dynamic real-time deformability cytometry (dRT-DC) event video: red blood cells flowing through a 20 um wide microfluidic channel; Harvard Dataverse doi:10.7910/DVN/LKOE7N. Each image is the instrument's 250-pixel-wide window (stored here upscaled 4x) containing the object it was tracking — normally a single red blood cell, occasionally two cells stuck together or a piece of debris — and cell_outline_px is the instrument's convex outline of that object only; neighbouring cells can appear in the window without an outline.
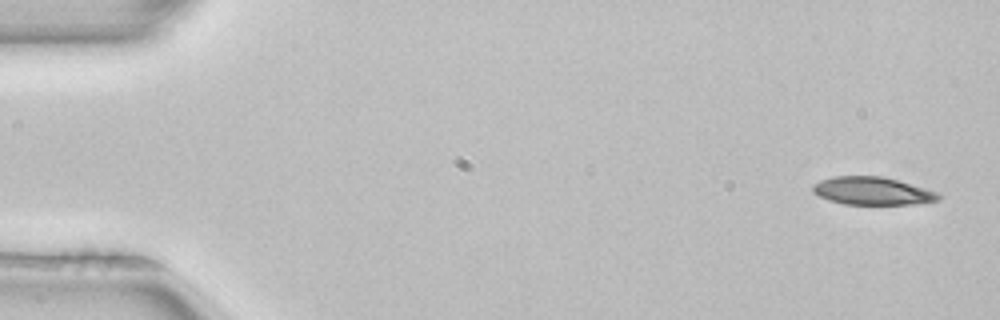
{"species": "common noctule bat (a hibernating species)", "species_latin": "Nyctalus noctula", "temperature_condition": "room temperature", "stored_images_in_passage": 5, "camera_frame_rate_fps": 3000, "um_per_image_px": 0.085, "animal": {"sex": "female", "body_mass_g": 22.7, "forearm_length_mm": 54.2}, "frame": {"image": 1, "passage_image": 1, "time_ms": 0.0, "image_size_px": [1000, 320], "cell_outline_px": [[940, 200], [912, 204], [844, 204], [828, 200], [812, 192], [812, 184], [820, 180], [832, 176], [880, 176], [896, 180], [924, 188], [936, 192], [940, 196]], "centroid_in_image_um": [74.08, 16.23], "position_along_channel_um": 10.9, "area_um2": 20.23}}
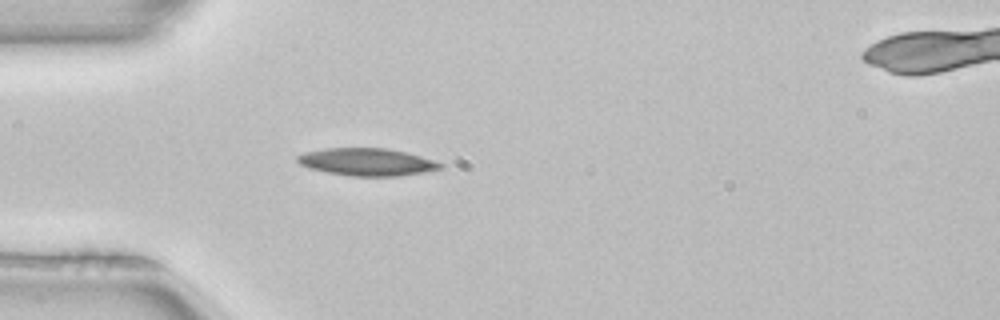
{"frame": {"image": 2, "passage_image": 4, "time_ms": 1.0, "image_size_px": [1000, 320], "cell_outline_px": [[444, 168], [400, 176], [352, 176], [328, 172], [308, 168], [300, 164], [296, 160], [296, 156], [308, 152], [328, 148], [388, 148], [408, 152], [444, 164]], "centroid_in_image_um": [31.22, 13.76], "position_along_channel_um": 53.8, "area_um2": 22.77}}